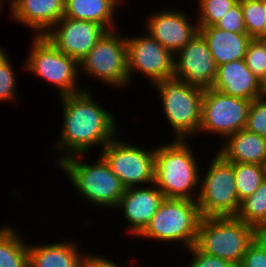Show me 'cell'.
Segmentation results:
<instances>
[{"instance_id": "obj_16", "label": "cell", "mask_w": 266, "mask_h": 267, "mask_svg": "<svg viewBox=\"0 0 266 267\" xmlns=\"http://www.w3.org/2000/svg\"><path fill=\"white\" fill-rule=\"evenodd\" d=\"M165 200L164 194L154 183L126 188L113 211L121 212L126 222V234L137 237L148 225ZM128 223V224H127Z\"/></svg>"}, {"instance_id": "obj_39", "label": "cell", "mask_w": 266, "mask_h": 267, "mask_svg": "<svg viewBox=\"0 0 266 267\" xmlns=\"http://www.w3.org/2000/svg\"><path fill=\"white\" fill-rule=\"evenodd\" d=\"M265 179H266V162L264 163Z\"/></svg>"}, {"instance_id": "obj_1", "label": "cell", "mask_w": 266, "mask_h": 267, "mask_svg": "<svg viewBox=\"0 0 266 267\" xmlns=\"http://www.w3.org/2000/svg\"><path fill=\"white\" fill-rule=\"evenodd\" d=\"M94 98L92 89L58 97L63 110L61 130L51 149L52 152L57 149L55 155L59 153L55 165L66 157L102 149L117 136L120 125L116 114Z\"/></svg>"}, {"instance_id": "obj_31", "label": "cell", "mask_w": 266, "mask_h": 267, "mask_svg": "<svg viewBox=\"0 0 266 267\" xmlns=\"http://www.w3.org/2000/svg\"><path fill=\"white\" fill-rule=\"evenodd\" d=\"M214 26L234 33H247L240 0Z\"/></svg>"}, {"instance_id": "obj_22", "label": "cell", "mask_w": 266, "mask_h": 267, "mask_svg": "<svg viewBox=\"0 0 266 267\" xmlns=\"http://www.w3.org/2000/svg\"><path fill=\"white\" fill-rule=\"evenodd\" d=\"M124 0H65L64 17L93 21L108 31L119 28L116 13ZM118 9V10H117Z\"/></svg>"}, {"instance_id": "obj_20", "label": "cell", "mask_w": 266, "mask_h": 267, "mask_svg": "<svg viewBox=\"0 0 266 267\" xmlns=\"http://www.w3.org/2000/svg\"><path fill=\"white\" fill-rule=\"evenodd\" d=\"M219 145L216 151L231 163L264 165L266 162V138L246 129L231 134Z\"/></svg>"}, {"instance_id": "obj_30", "label": "cell", "mask_w": 266, "mask_h": 267, "mask_svg": "<svg viewBox=\"0 0 266 267\" xmlns=\"http://www.w3.org/2000/svg\"><path fill=\"white\" fill-rule=\"evenodd\" d=\"M266 138V97L261 96L251 101L245 128Z\"/></svg>"}, {"instance_id": "obj_4", "label": "cell", "mask_w": 266, "mask_h": 267, "mask_svg": "<svg viewBox=\"0 0 266 267\" xmlns=\"http://www.w3.org/2000/svg\"><path fill=\"white\" fill-rule=\"evenodd\" d=\"M159 94L162 109L171 126V140H190L198 135L201 125L204 90L190 86L182 79L169 77L152 85Z\"/></svg>"}, {"instance_id": "obj_14", "label": "cell", "mask_w": 266, "mask_h": 267, "mask_svg": "<svg viewBox=\"0 0 266 267\" xmlns=\"http://www.w3.org/2000/svg\"><path fill=\"white\" fill-rule=\"evenodd\" d=\"M217 68L210 49L199 32L174 55V77L202 90L212 88Z\"/></svg>"}, {"instance_id": "obj_17", "label": "cell", "mask_w": 266, "mask_h": 267, "mask_svg": "<svg viewBox=\"0 0 266 267\" xmlns=\"http://www.w3.org/2000/svg\"><path fill=\"white\" fill-rule=\"evenodd\" d=\"M65 0H10V16L34 36H44L64 15Z\"/></svg>"}, {"instance_id": "obj_35", "label": "cell", "mask_w": 266, "mask_h": 267, "mask_svg": "<svg viewBox=\"0 0 266 267\" xmlns=\"http://www.w3.org/2000/svg\"><path fill=\"white\" fill-rule=\"evenodd\" d=\"M258 236L266 243V230L259 231Z\"/></svg>"}, {"instance_id": "obj_23", "label": "cell", "mask_w": 266, "mask_h": 267, "mask_svg": "<svg viewBox=\"0 0 266 267\" xmlns=\"http://www.w3.org/2000/svg\"><path fill=\"white\" fill-rule=\"evenodd\" d=\"M10 224L0 227V267H29L28 241Z\"/></svg>"}, {"instance_id": "obj_2", "label": "cell", "mask_w": 266, "mask_h": 267, "mask_svg": "<svg viewBox=\"0 0 266 267\" xmlns=\"http://www.w3.org/2000/svg\"><path fill=\"white\" fill-rule=\"evenodd\" d=\"M190 140H169L156 146L154 184L165 198L197 200L200 161Z\"/></svg>"}, {"instance_id": "obj_33", "label": "cell", "mask_w": 266, "mask_h": 267, "mask_svg": "<svg viewBox=\"0 0 266 267\" xmlns=\"http://www.w3.org/2000/svg\"><path fill=\"white\" fill-rule=\"evenodd\" d=\"M238 267H266V243L259 236L249 245Z\"/></svg>"}, {"instance_id": "obj_21", "label": "cell", "mask_w": 266, "mask_h": 267, "mask_svg": "<svg viewBox=\"0 0 266 267\" xmlns=\"http://www.w3.org/2000/svg\"><path fill=\"white\" fill-rule=\"evenodd\" d=\"M217 66L244 59L249 41L247 33H234L215 26H198Z\"/></svg>"}, {"instance_id": "obj_38", "label": "cell", "mask_w": 266, "mask_h": 267, "mask_svg": "<svg viewBox=\"0 0 266 267\" xmlns=\"http://www.w3.org/2000/svg\"><path fill=\"white\" fill-rule=\"evenodd\" d=\"M264 17H265V20H266V0H264Z\"/></svg>"}, {"instance_id": "obj_18", "label": "cell", "mask_w": 266, "mask_h": 267, "mask_svg": "<svg viewBox=\"0 0 266 267\" xmlns=\"http://www.w3.org/2000/svg\"><path fill=\"white\" fill-rule=\"evenodd\" d=\"M212 89L247 100L263 96L262 82L247 67L245 59L218 66Z\"/></svg>"}, {"instance_id": "obj_29", "label": "cell", "mask_w": 266, "mask_h": 267, "mask_svg": "<svg viewBox=\"0 0 266 267\" xmlns=\"http://www.w3.org/2000/svg\"><path fill=\"white\" fill-rule=\"evenodd\" d=\"M247 67L261 81L266 78V40L264 38H252L245 53Z\"/></svg>"}, {"instance_id": "obj_28", "label": "cell", "mask_w": 266, "mask_h": 267, "mask_svg": "<svg viewBox=\"0 0 266 267\" xmlns=\"http://www.w3.org/2000/svg\"><path fill=\"white\" fill-rule=\"evenodd\" d=\"M198 26H214L239 0H196Z\"/></svg>"}, {"instance_id": "obj_5", "label": "cell", "mask_w": 266, "mask_h": 267, "mask_svg": "<svg viewBox=\"0 0 266 267\" xmlns=\"http://www.w3.org/2000/svg\"><path fill=\"white\" fill-rule=\"evenodd\" d=\"M258 233L236 216L202 217L195 246L202 253L228 260L238 267Z\"/></svg>"}, {"instance_id": "obj_3", "label": "cell", "mask_w": 266, "mask_h": 267, "mask_svg": "<svg viewBox=\"0 0 266 267\" xmlns=\"http://www.w3.org/2000/svg\"><path fill=\"white\" fill-rule=\"evenodd\" d=\"M87 156L88 154H76L66 157L56 168L59 167L66 174L71 187L89 206L113 211L126 188L100 154L92 163L84 161Z\"/></svg>"}, {"instance_id": "obj_6", "label": "cell", "mask_w": 266, "mask_h": 267, "mask_svg": "<svg viewBox=\"0 0 266 267\" xmlns=\"http://www.w3.org/2000/svg\"><path fill=\"white\" fill-rule=\"evenodd\" d=\"M31 40L23 61L24 72L46 81L58 97L90 90L88 86H79V64L74 58L60 52L45 36L32 35Z\"/></svg>"}, {"instance_id": "obj_37", "label": "cell", "mask_w": 266, "mask_h": 267, "mask_svg": "<svg viewBox=\"0 0 266 267\" xmlns=\"http://www.w3.org/2000/svg\"><path fill=\"white\" fill-rule=\"evenodd\" d=\"M262 94L266 97V78L262 82Z\"/></svg>"}, {"instance_id": "obj_11", "label": "cell", "mask_w": 266, "mask_h": 267, "mask_svg": "<svg viewBox=\"0 0 266 267\" xmlns=\"http://www.w3.org/2000/svg\"><path fill=\"white\" fill-rule=\"evenodd\" d=\"M252 100L225 95L217 90L203 92L199 135H216L223 142L245 128Z\"/></svg>"}, {"instance_id": "obj_32", "label": "cell", "mask_w": 266, "mask_h": 267, "mask_svg": "<svg viewBox=\"0 0 266 267\" xmlns=\"http://www.w3.org/2000/svg\"><path fill=\"white\" fill-rule=\"evenodd\" d=\"M184 252L191 257L185 267H237L228 260L202 253L195 245Z\"/></svg>"}, {"instance_id": "obj_9", "label": "cell", "mask_w": 266, "mask_h": 267, "mask_svg": "<svg viewBox=\"0 0 266 267\" xmlns=\"http://www.w3.org/2000/svg\"><path fill=\"white\" fill-rule=\"evenodd\" d=\"M117 29L109 30L95 44L79 64V76L93 78L104 87L123 90L130 87L125 35ZM129 86V87H128Z\"/></svg>"}, {"instance_id": "obj_19", "label": "cell", "mask_w": 266, "mask_h": 267, "mask_svg": "<svg viewBox=\"0 0 266 267\" xmlns=\"http://www.w3.org/2000/svg\"><path fill=\"white\" fill-rule=\"evenodd\" d=\"M65 240L39 245L28 242L29 267H80L86 252L73 239Z\"/></svg>"}, {"instance_id": "obj_27", "label": "cell", "mask_w": 266, "mask_h": 267, "mask_svg": "<svg viewBox=\"0 0 266 267\" xmlns=\"http://www.w3.org/2000/svg\"><path fill=\"white\" fill-rule=\"evenodd\" d=\"M0 45V102H18L17 75L6 49Z\"/></svg>"}, {"instance_id": "obj_25", "label": "cell", "mask_w": 266, "mask_h": 267, "mask_svg": "<svg viewBox=\"0 0 266 267\" xmlns=\"http://www.w3.org/2000/svg\"><path fill=\"white\" fill-rule=\"evenodd\" d=\"M237 196L241 202L254 194L265 180L264 165L233 163Z\"/></svg>"}, {"instance_id": "obj_12", "label": "cell", "mask_w": 266, "mask_h": 267, "mask_svg": "<svg viewBox=\"0 0 266 267\" xmlns=\"http://www.w3.org/2000/svg\"><path fill=\"white\" fill-rule=\"evenodd\" d=\"M141 34L125 36L130 88L135 80L133 74L145 76L150 85L174 76V55L145 31Z\"/></svg>"}, {"instance_id": "obj_36", "label": "cell", "mask_w": 266, "mask_h": 267, "mask_svg": "<svg viewBox=\"0 0 266 267\" xmlns=\"http://www.w3.org/2000/svg\"><path fill=\"white\" fill-rule=\"evenodd\" d=\"M8 1H9V2H8ZM7 2L9 3L8 6H9V10H10V0H0V15H1V13H2L1 11H3V10H2V9H3V6H4L3 4L5 3V5H6Z\"/></svg>"}, {"instance_id": "obj_13", "label": "cell", "mask_w": 266, "mask_h": 267, "mask_svg": "<svg viewBox=\"0 0 266 267\" xmlns=\"http://www.w3.org/2000/svg\"><path fill=\"white\" fill-rule=\"evenodd\" d=\"M145 18V33L158 40L173 55L199 32L197 20L192 23L190 15L179 8L160 7Z\"/></svg>"}, {"instance_id": "obj_26", "label": "cell", "mask_w": 266, "mask_h": 267, "mask_svg": "<svg viewBox=\"0 0 266 267\" xmlns=\"http://www.w3.org/2000/svg\"><path fill=\"white\" fill-rule=\"evenodd\" d=\"M247 34L251 38L266 36L264 0H240Z\"/></svg>"}, {"instance_id": "obj_10", "label": "cell", "mask_w": 266, "mask_h": 267, "mask_svg": "<svg viewBox=\"0 0 266 267\" xmlns=\"http://www.w3.org/2000/svg\"><path fill=\"white\" fill-rule=\"evenodd\" d=\"M118 137L98 151L123 186L130 188L154 183L155 145L145 149Z\"/></svg>"}, {"instance_id": "obj_15", "label": "cell", "mask_w": 266, "mask_h": 267, "mask_svg": "<svg viewBox=\"0 0 266 267\" xmlns=\"http://www.w3.org/2000/svg\"><path fill=\"white\" fill-rule=\"evenodd\" d=\"M107 31L96 22L63 16L44 36L60 52L79 63Z\"/></svg>"}, {"instance_id": "obj_34", "label": "cell", "mask_w": 266, "mask_h": 267, "mask_svg": "<svg viewBox=\"0 0 266 267\" xmlns=\"http://www.w3.org/2000/svg\"><path fill=\"white\" fill-rule=\"evenodd\" d=\"M115 263L110 258L107 256L105 257L104 255L100 254H90L86 253L80 263V267H123L122 264ZM125 267H132V265H125Z\"/></svg>"}, {"instance_id": "obj_8", "label": "cell", "mask_w": 266, "mask_h": 267, "mask_svg": "<svg viewBox=\"0 0 266 267\" xmlns=\"http://www.w3.org/2000/svg\"><path fill=\"white\" fill-rule=\"evenodd\" d=\"M216 152V153H215ZM207 168H200L197 204L202 217L235 216L240 207L233 163L214 151ZM203 174V175H202Z\"/></svg>"}, {"instance_id": "obj_24", "label": "cell", "mask_w": 266, "mask_h": 267, "mask_svg": "<svg viewBox=\"0 0 266 267\" xmlns=\"http://www.w3.org/2000/svg\"><path fill=\"white\" fill-rule=\"evenodd\" d=\"M235 216L258 231L266 230V179L254 194L240 202Z\"/></svg>"}, {"instance_id": "obj_7", "label": "cell", "mask_w": 266, "mask_h": 267, "mask_svg": "<svg viewBox=\"0 0 266 267\" xmlns=\"http://www.w3.org/2000/svg\"><path fill=\"white\" fill-rule=\"evenodd\" d=\"M202 216L196 201L165 198L145 229L136 237L165 244H179L187 250L196 243ZM179 242V243H178Z\"/></svg>"}]
</instances>
